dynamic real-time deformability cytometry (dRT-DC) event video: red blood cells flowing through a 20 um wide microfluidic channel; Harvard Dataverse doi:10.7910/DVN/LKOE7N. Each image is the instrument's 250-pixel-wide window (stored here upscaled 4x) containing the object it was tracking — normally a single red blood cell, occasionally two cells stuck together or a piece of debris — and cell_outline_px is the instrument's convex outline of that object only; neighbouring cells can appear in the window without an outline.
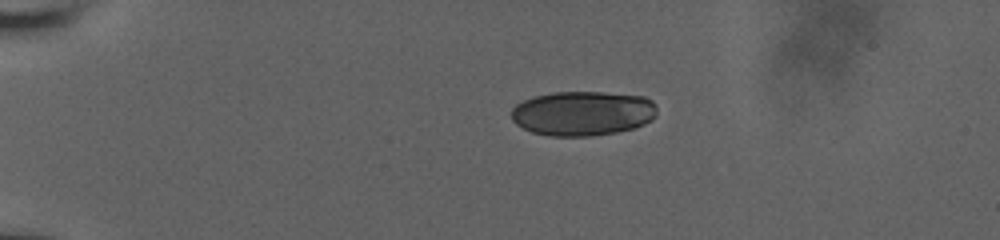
{"species": "human", "species_latin": "Homo sapiens", "temperature_condition": "room temperature", "stored_images_in_passage": 43, "camera_frame_rate_fps": 3000, "um_per_image_px": 0.085, "donor": {"sex": "male"}, "frame": {"image": 1, "passage_image": 1, "time_ms": 0.0, "image_size_px": [1000, 240], "cell_outline_px": [[656, 116], [652, 120], [644, 124], [632, 128], [616, 132], [592, 136], [548, 136], [532, 132], [516, 124], [512, 120], [512, 108], [516, 104], [532, 96], [556, 92], [604, 92], [644, 96], [652, 100], [656, 104]], "centroid_in_image_um": [49.54, 9.63], "position_along_channel_um": 35.5, "area_um2": 38.09}}
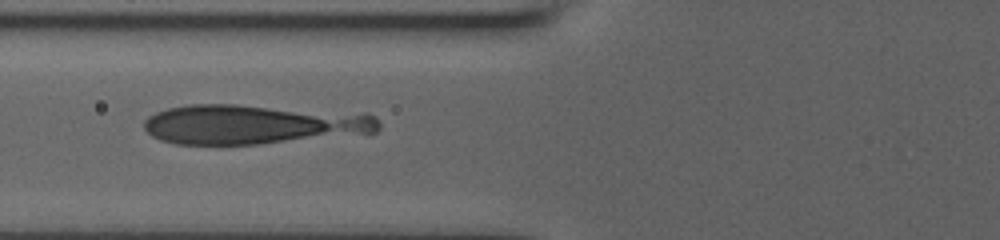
{"frame": {"image": 2, "passage_image": 12, "time_ms": 3.667, "image_size_px": [1000, 240], "cell_outline_px": [[380, 128], [376, 132], [256, 144], [176, 144], [160, 140], [152, 136], [144, 128], [144, 120], [148, 116], [156, 112], [168, 108], [188, 104], [236, 104], [368, 112], [376, 116], [380, 120]], "centroid_in_image_um": [21.57, 10.54], "position_along_channel_um": 104.2, "area_um2": 54.74}}
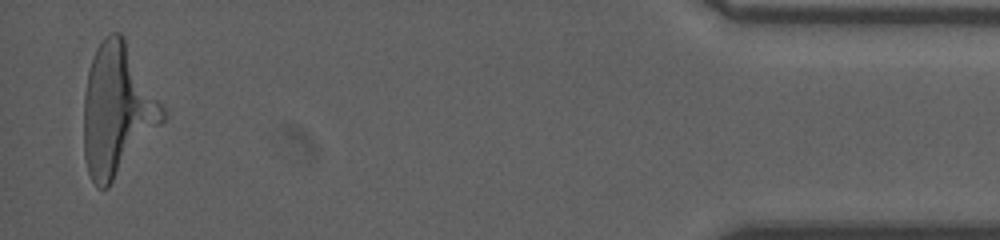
{"frame": {"image": 3, "passage_image": 42, "time_ms": 13.667, "image_size_px": [1000, 240], "cell_outline_px": [[164, 120], [108, 188], [96, 188], [88, 172], [84, 156], [84, 96], [88, 72], [92, 56], [96, 48], [104, 36], [112, 32], [120, 32], [124, 36], [164, 108]], "centroid_in_image_um": [9.93, 9.35], "position_along_channel_um": 425.3, "area_um2": 59.94}}